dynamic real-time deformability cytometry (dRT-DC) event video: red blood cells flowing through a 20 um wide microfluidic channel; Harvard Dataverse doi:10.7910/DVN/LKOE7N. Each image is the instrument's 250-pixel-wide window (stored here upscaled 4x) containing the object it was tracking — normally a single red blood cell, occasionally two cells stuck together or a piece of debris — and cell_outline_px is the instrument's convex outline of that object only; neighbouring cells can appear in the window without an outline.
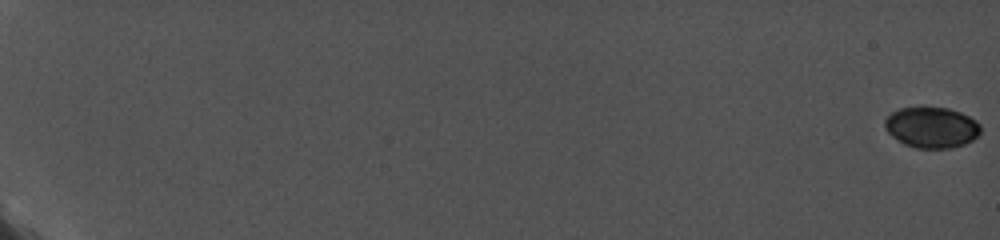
{"species": "common noctule bat (a hibernating species)", "species_latin": "Nyctalus noctula", "temperature_condition": "cold", "stored_images_in_passage": 53, "camera_frame_rate_fps": 5000, "um_per_image_px": 0.085, "animal": {"sex": "female", "body_mass_g": 19.0, "forearm_length_mm": 56.7}, "frame": {"image": 1, "passage_image": 1, "time_ms": 0.0, "image_size_px": [1000, 240], "cell_outline_px": [[980, 132], [972, 140], [964, 144], [952, 148], [916, 148], [904, 144], [892, 136], [884, 128], [884, 120], [892, 112], [900, 108], [948, 108], [960, 112], [976, 120], [980, 124]], "centroid_in_image_um": [79.18, 10.84], "position_along_channel_um": 5.8, "area_um2": 22.66}}
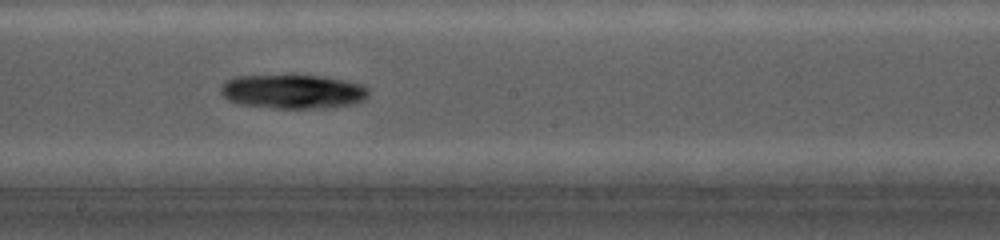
{"frame": {"image": 2, "passage_image": 36, "time_ms": 12.6, "image_size_px": [1000, 240], "cell_outline_px": [[368, 96], [364, 100], [352, 104], [324, 108], [276, 108], [240, 104], [228, 100], [220, 92], [220, 88], [228, 80], [236, 76], [324, 76], [360, 84], [368, 88]], "centroid_in_image_um": [24.91, 7.79], "position_along_channel_um": 223.3, "area_um2": 29.07}}
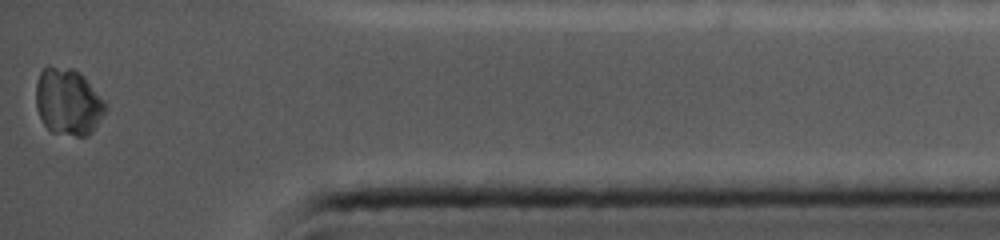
{"frame": {"image": 3, "passage_image": 52, "time_ms": 18.4, "image_size_px": [1000, 240], "cell_outline_px": [[108, 108], [92, 132], [88, 136], [76, 136], [52, 132], [44, 124], [36, 108], [36, 84], [40, 72], [44, 68], [72, 68], [80, 72], [84, 76], [108, 104]], "centroid_in_image_um": [5.82, 8.68], "position_along_channel_um": 429.4, "area_um2": 27.05}}